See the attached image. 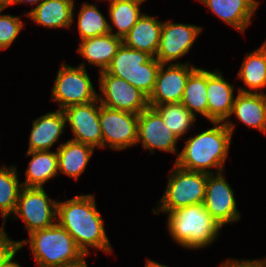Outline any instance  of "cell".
Segmentation results:
<instances>
[{"label": "cell", "instance_id": "cell-1", "mask_svg": "<svg viewBox=\"0 0 266 267\" xmlns=\"http://www.w3.org/2000/svg\"><path fill=\"white\" fill-rule=\"evenodd\" d=\"M56 222L74 238L84 254H90L91 248L113 253L93 194H81L63 202L58 201Z\"/></svg>", "mask_w": 266, "mask_h": 267}, {"label": "cell", "instance_id": "cell-2", "mask_svg": "<svg viewBox=\"0 0 266 267\" xmlns=\"http://www.w3.org/2000/svg\"><path fill=\"white\" fill-rule=\"evenodd\" d=\"M213 124L214 127L188 137L174 164L186 170L206 174H214L210 168H217L215 173L224 171L236 124L230 120Z\"/></svg>", "mask_w": 266, "mask_h": 267}, {"label": "cell", "instance_id": "cell-3", "mask_svg": "<svg viewBox=\"0 0 266 267\" xmlns=\"http://www.w3.org/2000/svg\"><path fill=\"white\" fill-rule=\"evenodd\" d=\"M166 213L169 235L174 242L186 249L197 250L212 245L222 228L203 203Z\"/></svg>", "mask_w": 266, "mask_h": 267}, {"label": "cell", "instance_id": "cell-4", "mask_svg": "<svg viewBox=\"0 0 266 267\" xmlns=\"http://www.w3.org/2000/svg\"><path fill=\"white\" fill-rule=\"evenodd\" d=\"M21 249L28 244L39 267H54L73 262L85 254L74 238L57 222L48 228L29 234V240L15 241Z\"/></svg>", "mask_w": 266, "mask_h": 267}, {"label": "cell", "instance_id": "cell-5", "mask_svg": "<svg viewBox=\"0 0 266 267\" xmlns=\"http://www.w3.org/2000/svg\"><path fill=\"white\" fill-rule=\"evenodd\" d=\"M160 65L161 63L149 53L122 44L105 71L126 80L149 97L154 89Z\"/></svg>", "mask_w": 266, "mask_h": 267}, {"label": "cell", "instance_id": "cell-6", "mask_svg": "<svg viewBox=\"0 0 266 267\" xmlns=\"http://www.w3.org/2000/svg\"><path fill=\"white\" fill-rule=\"evenodd\" d=\"M206 182V173L186 170L174 164L168 177L166 190L158 201V209L152 208V212L157 215L180 207L203 203Z\"/></svg>", "mask_w": 266, "mask_h": 267}, {"label": "cell", "instance_id": "cell-7", "mask_svg": "<svg viewBox=\"0 0 266 267\" xmlns=\"http://www.w3.org/2000/svg\"><path fill=\"white\" fill-rule=\"evenodd\" d=\"M51 94L50 99L59 103L60 110L98 99V94L87 73L86 64L83 62L78 67L61 64Z\"/></svg>", "mask_w": 266, "mask_h": 267}, {"label": "cell", "instance_id": "cell-8", "mask_svg": "<svg viewBox=\"0 0 266 267\" xmlns=\"http://www.w3.org/2000/svg\"><path fill=\"white\" fill-rule=\"evenodd\" d=\"M57 200L48 197L44 188L22 187L16 209L12 215L22 219L24 229L31 234L53 226L56 223Z\"/></svg>", "mask_w": 266, "mask_h": 267}, {"label": "cell", "instance_id": "cell-9", "mask_svg": "<svg viewBox=\"0 0 266 267\" xmlns=\"http://www.w3.org/2000/svg\"><path fill=\"white\" fill-rule=\"evenodd\" d=\"M138 116L127 111L112 109L100 104L99 121L102 148L120 151L137 144Z\"/></svg>", "mask_w": 266, "mask_h": 267}, {"label": "cell", "instance_id": "cell-10", "mask_svg": "<svg viewBox=\"0 0 266 267\" xmlns=\"http://www.w3.org/2000/svg\"><path fill=\"white\" fill-rule=\"evenodd\" d=\"M99 75L98 99L101 105L134 114H140L149 106L148 97L126 80L110 75L105 70Z\"/></svg>", "mask_w": 266, "mask_h": 267}, {"label": "cell", "instance_id": "cell-11", "mask_svg": "<svg viewBox=\"0 0 266 267\" xmlns=\"http://www.w3.org/2000/svg\"><path fill=\"white\" fill-rule=\"evenodd\" d=\"M223 172L207 174L204 206L211 216L223 227L228 223L238 222L240 212L237 210L235 194L223 176Z\"/></svg>", "mask_w": 266, "mask_h": 267}, {"label": "cell", "instance_id": "cell-12", "mask_svg": "<svg viewBox=\"0 0 266 267\" xmlns=\"http://www.w3.org/2000/svg\"><path fill=\"white\" fill-rule=\"evenodd\" d=\"M196 68L194 65L190 66L188 62L177 61L174 64H161L154 89L148 97V105L155 107L165 103H180L186 81Z\"/></svg>", "mask_w": 266, "mask_h": 267}, {"label": "cell", "instance_id": "cell-13", "mask_svg": "<svg viewBox=\"0 0 266 267\" xmlns=\"http://www.w3.org/2000/svg\"><path fill=\"white\" fill-rule=\"evenodd\" d=\"M66 125L74 136L70 139L95 148H102V132L99 121V99L85 104L70 106L63 110Z\"/></svg>", "mask_w": 266, "mask_h": 267}, {"label": "cell", "instance_id": "cell-14", "mask_svg": "<svg viewBox=\"0 0 266 267\" xmlns=\"http://www.w3.org/2000/svg\"><path fill=\"white\" fill-rule=\"evenodd\" d=\"M203 28L194 24L163 21L156 59L161 64H174L192 48Z\"/></svg>", "mask_w": 266, "mask_h": 267}, {"label": "cell", "instance_id": "cell-15", "mask_svg": "<svg viewBox=\"0 0 266 267\" xmlns=\"http://www.w3.org/2000/svg\"><path fill=\"white\" fill-rule=\"evenodd\" d=\"M180 138L164 123L161 115L148 106L138 116V140L145 150L154 154V149L168 153L177 152V142Z\"/></svg>", "mask_w": 266, "mask_h": 267}, {"label": "cell", "instance_id": "cell-16", "mask_svg": "<svg viewBox=\"0 0 266 267\" xmlns=\"http://www.w3.org/2000/svg\"><path fill=\"white\" fill-rule=\"evenodd\" d=\"M234 92V86L223 77L222 72L208 70V120L211 123L228 121L236 98Z\"/></svg>", "mask_w": 266, "mask_h": 267}, {"label": "cell", "instance_id": "cell-17", "mask_svg": "<svg viewBox=\"0 0 266 267\" xmlns=\"http://www.w3.org/2000/svg\"><path fill=\"white\" fill-rule=\"evenodd\" d=\"M66 124L65 113L60 109L34 119L27 151L50 150L64 133Z\"/></svg>", "mask_w": 266, "mask_h": 267}, {"label": "cell", "instance_id": "cell-18", "mask_svg": "<svg viewBox=\"0 0 266 267\" xmlns=\"http://www.w3.org/2000/svg\"><path fill=\"white\" fill-rule=\"evenodd\" d=\"M73 0H41L27 12L31 20L47 28H70L74 21Z\"/></svg>", "mask_w": 266, "mask_h": 267}, {"label": "cell", "instance_id": "cell-19", "mask_svg": "<svg viewBox=\"0 0 266 267\" xmlns=\"http://www.w3.org/2000/svg\"><path fill=\"white\" fill-rule=\"evenodd\" d=\"M163 21L143 13L128 34L123 38V44L131 49L147 52L156 57Z\"/></svg>", "mask_w": 266, "mask_h": 267}, {"label": "cell", "instance_id": "cell-20", "mask_svg": "<svg viewBox=\"0 0 266 267\" xmlns=\"http://www.w3.org/2000/svg\"><path fill=\"white\" fill-rule=\"evenodd\" d=\"M266 134V94L237 92L230 117Z\"/></svg>", "mask_w": 266, "mask_h": 267}, {"label": "cell", "instance_id": "cell-21", "mask_svg": "<svg viewBox=\"0 0 266 267\" xmlns=\"http://www.w3.org/2000/svg\"><path fill=\"white\" fill-rule=\"evenodd\" d=\"M76 49L90 66L100 68L99 72L104 71L110 64L118 49L123 44V39L116 37L112 33L87 38L79 41Z\"/></svg>", "mask_w": 266, "mask_h": 267}, {"label": "cell", "instance_id": "cell-22", "mask_svg": "<svg viewBox=\"0 0 266 267\" xmlns=\"http://www.w3.org/2000/svg\"><path fill=\"white\" fill-rule=\"evenodd\" d=\"M224 23L242 34L251 24L256 9L247 0H198Z\"/></svg>", "mask_w": 266, "mask_h": 267}, {"label": "cell", "instance_id": "cell-23", "mask_svg": "<svg viewBox=\"0 0 266 267\" xmlns=\"http://www.w3.org/2000/svg\"><path fill=\"white\" fill-rule=\"evenodd\" d=\"M58 172L75 180L83 174L94 153L92 146L67 140L57 147Z\"/></svg>", "mask_w": 266, "mask_h": 267}, {"label": "cell", "instance_id": "cell-24", "mask_svg": "<svg viewBox=\"0 0 266 267\" xmlns=\"http://www.w3.org/2000/svg\"><path fill=\"white\" fill-rule=\"evenodd\" d=\"M26 156H32L26 169V180L23 187L44 188V184L58 174V155L56 151H27Z\"/></svg>", "mask_w": 266, "mask_h": 267}, {"label": "cell", "instance_id": "cell-25", "mask_svg": "<svg viewBox=\"0 0 266 267\" xmlns=\"http://www.w3.org/2000/svg\"><path fill=\"white\" fill-rule=\"evenodd\" d=\"M237 78L251 90L239 87L238 92L259 93L258 90L266 88V40L259 48L246 54Z\"/></svg>", "mask_w": 266, "mask_h": 267}, {"label": "cell", "instance_id": "cell-26", "mask_svg": "<svg viewBox=\"0 0 266 267\" xmlns=\"http://www.w3.org/2000/svg\"><path fill=\"white\" fill-rule=\"evenodd\" d=\"M208 70L196 68L188 77L181 103L195 117L201 114L208 119Z\"/></svg>", "mask_w": 266, "mask_h": 267}, {"label": "cell", "instance_id": "cell-27", "mask_svg": "<svg viewBox=\"0 0 266 267\" xmlns=\"http://www.w3.org/2000/svg\"><path fill=\"white\" fill-rule=\"evenodd\" d=\"M17 167H0V213L3 218V224L0 229H5L6 219L12 215L16 209L19 193L22 183H19Z\"/></svg>", "mask_w": 266, "mask_h": 267}, {"label": "cell", "instance_id": "cell-28", "mask_svg": "<svg viewBox=\"0 0 266 267\" xmlns=\"http://www.w3.org/2000/svg\"><path fill=\"white\" fill-rule=\"evenodd\" d=\"M77 15L80 41L91 37L107 35L113 31V25L107 21V18L103 16L94 4L84 2Z\"/></svg>", "mask_w": 266, "mask_h": 267}, {"label": "cell", "instance_id": "cell-29", "mask_svg": "<svg viewBox=\"0 0 266 267\" xmlns=\"http://www.w3.org/2000/svg\"><path fill=\"white\" fill-rule=\"evenodd\" d=\"M109 16L117 31L113 35L123 39L142 16L140 5L133 0H111Z\"/></svg>", "mask_w": 266, "mask_h": 267}, {"label": "cell", "instance_id": "cell-30", "mask_svg": "<svg viewBox=\"0 0 266 267\" xmlns=\"http://www.w3.org/2000/svg\"><path fill=\"white\" fill-rule=\"evenodd\" d=\"M162 117L166 126L180 139L194 125L196 117L180 103H165L153 107Z\"/></svg>", "mask_w": 266, "mask_h": 267}, {"label": "cell", "instance_id": "cell-31", "mask_svg": "<svg viewBox=\"0 0 266 267\" xmlns=\"http://www.w3.org/2000/svg\"><path fill=\"white\" fill-rule=\"evenodd\" d=\"M6 7H0V50L8 49L24 28L20 17L1 14Z\"/></svg>", "mask_w": 266, "mask_h": 267}, {"label": "cell", "instance_id": "cell-32", "mask_svg": "<svg viewBox=\"0 0 266 267\" xmlns=\"http://www.w3.org/2000/svg\"><path fill=\"white\" fill-rule=\"evenodd\" d=\"M17 248L18 244L14 240L10 239L4 229H0V266Z\"/></svg>", "mask_w": 266, "mask_h": 267}, {"label": "cell", "instance_id": "cell-33", "mask_svg": "<svg viewBox=\"0 0 266 267\" xmlns=\"http://www.w3.org/2000/svg\"><path fill=\"white\" fill-rule=\"evenodd\" d=\"M220 267H266V258L265 259H227L221 262Z\"/></svg>", "mask_w": 266, "mask_h": 267}, {"label": "cell", "instance_id": "cell-34", "mask_svg": "<svg viewBox=\"0 0 266 267\" xmlns=\"http://www.w3.org/2000/svg\"><path fill=\"white\" fill-rule=\"evenodd\" d=\"M89 256V254H85L82 258L75 260L73 262L64 263L59 266L54 267H88L85 257Z\"/></svg>", "mask_w": 266, "mask_h": 267}, {"label": "cell", "instance_id": "cell-35", "mask_svg": "<svg viewBox=\"0 0 266 267\" xmlns=\"http://www.w3.org/2000/svg\"><path fill=\"white\" fill-rule=\"evenodd\" d=\"M20 251V248L18 247L15 251H13L2 263L0 267H21L19 263L13 261V259L16 257L15 255L17 252Z\"/></svg>", "mask_w": 266, "mask_h": 267}, {"label": "cell", "instance_id": "cell-36", "mask_svg": "<svg viewBox=\"0 0 266 267\" xmlns=\"http://www.w3.org/2000/svg\"><path fill=\"white\" fill-rule=\"evenodd\" d=\"M145 267H169V266L163 265V264L156 262V261H153L151 259H146Z\"/></svg>", "mask_w": 266, "mask_h": 267}, {"label": "cell", "instance_id": "cell-37", "mask_svg": "<svg viewBox=\"0 0 266 267\" xmlns=\"http://www.w3.org/2000/svg\"><path fill=\"white\" fill-rule=\"evenodd\" d=\"M41 0H13V3H12V5H14V4H22V3H26V4H31L32 6L34 5V4H38L39 2H40Z\"/></svg>", "mask_w": 266, "mask_h": 267}, {"label": "cell", "instance_id": "cell-38", "mask_svg": "<svg viewBox=\"0 0 266 267\" xmlns=\"http://www.w3.org/2000/svg\"><path fill=\"white\" fill-rule=\"evenodd\" d=\"M13 3V0H0V7H8L11 6Z\"/></svg>", "mask_w": 266, "mask_h": 267}, {"label": "cell", "instance_id": "cell-39", "mask_svg": "<svg viewBox=\"0 0 266 267\" xmlns=\"http://www.w3.org/2000/svg\"><path fill=\"white\" fill-rule=\"evenodd\" d=\"M256 10L259 6L258 0H247Z\"/></svg>", "mask_w": 266, "mask_h": 267}, {"label": "cell", "instance_id": "cell-40", "mask_svg": "<svg viewBox=\"0 0 266 267\" xmlns=\"http://www.w3.org/2000/svg\"><path fill=\"white\" fill-rule=\"evenodd\" d=\"M134 2H137V3H139V4H142V3H144L146 0H133Z\"/></svg>", "mask_w": 266, "mask_h": 267}]
</instances>
